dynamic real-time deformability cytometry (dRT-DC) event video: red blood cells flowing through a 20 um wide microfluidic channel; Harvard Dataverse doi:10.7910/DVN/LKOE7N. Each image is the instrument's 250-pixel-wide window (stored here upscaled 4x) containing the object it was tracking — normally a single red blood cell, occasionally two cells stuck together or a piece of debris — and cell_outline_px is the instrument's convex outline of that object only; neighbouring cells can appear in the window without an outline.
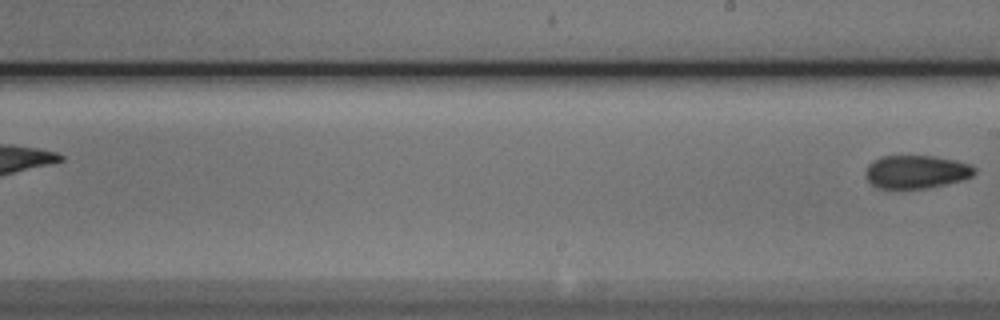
{"species": "Egyptian fruit bat (a non-hibernating species)", "species_latin": "Rousettus aegyptiacus", "temperature_condition": "cold", "stored_images_in_passage": 11, "segment_of_instrument_passage": [2, 2], "camera_frame_rate_fps": 3000, "um_per_image_px": 0.085, "animal": {"sex": "male"}, "frame": {"image": 1, "passage_image": 11, "time_ms": 3.333, "image_size_px": [1000, 320], "cell_outline_px": [[976, 172], [972, 176], [964, 180], [928, 188], [876, 188], [864, 176], [864, 172], [868, 164], [872, 160], [884, 156], [936, 156], [956, 160], [972, 164], [976, 168]], "centroid_in_image_um": [77.9, 14.6], "position_along_channel_um": 211.1, "area_um2": 21.39}}